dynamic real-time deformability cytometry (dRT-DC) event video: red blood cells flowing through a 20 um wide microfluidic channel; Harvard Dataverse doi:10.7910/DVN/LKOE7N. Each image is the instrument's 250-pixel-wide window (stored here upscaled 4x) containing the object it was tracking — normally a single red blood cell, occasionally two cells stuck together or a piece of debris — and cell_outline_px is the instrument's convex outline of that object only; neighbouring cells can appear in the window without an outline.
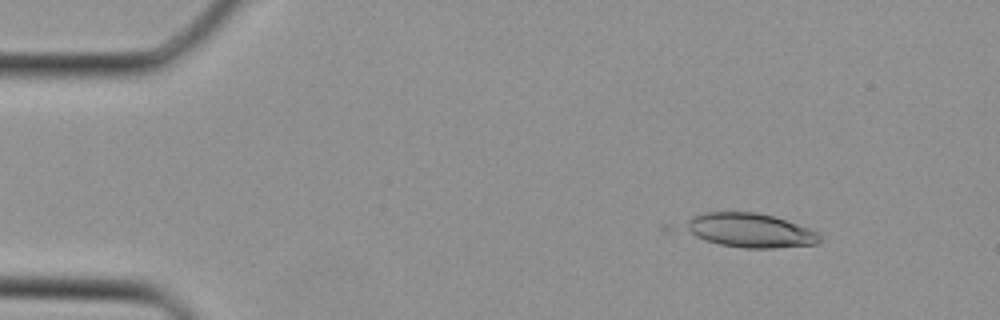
{"species": "Egyptian fruit bat (a non-hibernating species)", "species_latin": "Rousettus aegyptiacus", "temperature_condition": "cold", "stored_images_in_passage": 32, "camera_frame_rate_fps": 3000, "um_per_image_px": 0.085, "animal": {"sex": "female"}, "frame": {"image": 1, "passage_image": 4, "time_ms": 1.0, "image_size_px": [1000, 320], "cell_outline_px": [[820, 240], [816, 244], [772, 248], [744, 248], [720, 244], [696, 236], [684, 228], [684, 224], [692, 216], [704, 212], [756, 212], [772, 216], [808, 228], [816, 232], [820, 236]], "centroid_in_image_um": [63.72, 19.57], "position_along_channel_um": 21.3, "area_um2": 26.3}}
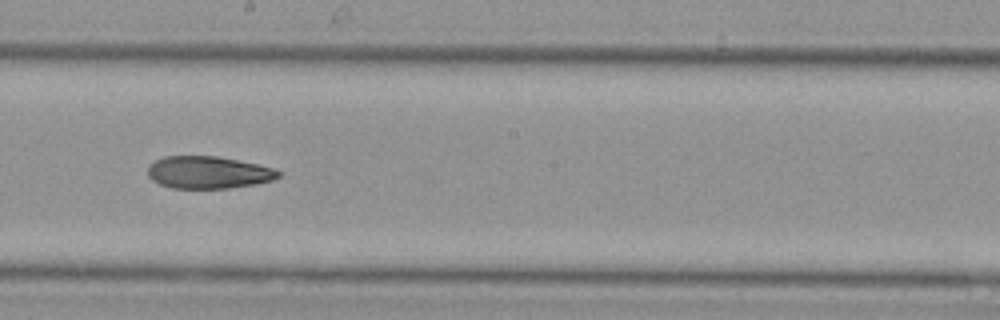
{"frame": {"image": 2, "passage_image": 20, "time_ms": 6.333, "image_size_px": [1000, 320], "cell_outline_px": [[280, 176], [272, 180], [256, 184], [228, 188], [172, 188], [160, 184], [152, 180], [148, 176], [148, 164], [164, 156], [216, 156], [256, 164], [272, 168], [280, 172]], "centroid_in_image_um": [17.67, 14.66], "position_along_channel_um": 230.5, "area_um2": 24.45}}
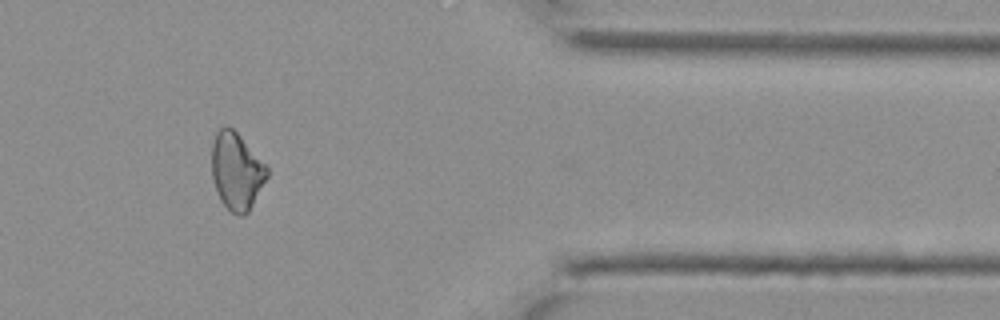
{"frame": {"image": 3, "passage_image": 30, "time_ms": 9.667, "image_size_px": [1000, 320], "cell_outline_px": [[268, 176], [248, 212], [244, 216], [240, 216], [232, 212], [220, 200], [212, 176], [212, 144], [216, 132], [224, 124], [232, 128], [240, 136], [268, 168]], "centroid_in_image_um": [20.09, 14.54], "position_along_channel_um": 391.3, "area_um2": 24.51}}